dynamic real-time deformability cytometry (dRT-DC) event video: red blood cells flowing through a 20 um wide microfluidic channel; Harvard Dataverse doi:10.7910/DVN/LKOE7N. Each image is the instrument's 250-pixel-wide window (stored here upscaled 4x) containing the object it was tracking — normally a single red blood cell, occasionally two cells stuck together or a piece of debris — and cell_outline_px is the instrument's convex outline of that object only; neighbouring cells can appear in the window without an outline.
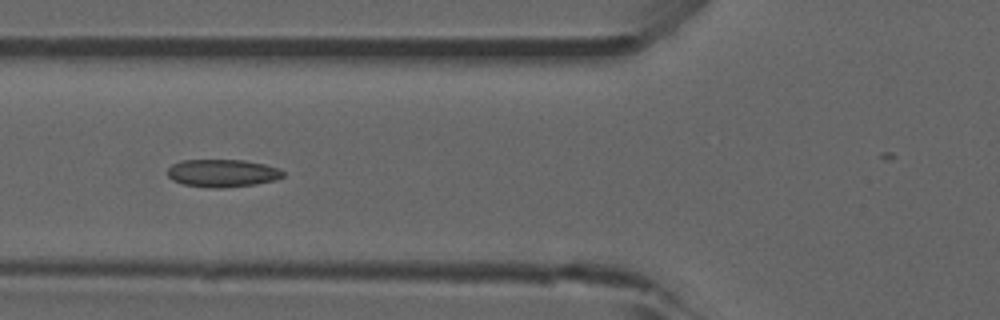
{"species": "common noctule bat (a hibernating species)", "species_latin": "Nyctalus noctula", "temperature_condition": "room temperature", "stored_images_in_passage": 45, "camera_frame_rate_fps": 3000, "um_per_image_px": 0.085, "animal": {"sex": "male", "forearm_length_mm": 52.5}, "frame": {"image": 1, "passage_image": 19, "time_ms": 6.0, "image_size_px": [1000, 320], "cell_outline_px": [[284, 176], [276, 180], [256, 184], [224, 188], [212, 188], [184, 184], [172, 180], [168, 176], [168, 168], [172, 164], [180, 160], [244, 160], [264, 164], [280, 168], [284, 172]], "centroid_in_image_um": [18.92, 14.71], "position_along_channel_um": 106.9, "area_um2": 18.79}, "authors_computed_cell_mechanics": {"area_um2": 18.5538, "velocity_mm_per_s": 3.8598, "shape_relaxation_time_tau1_ms": null, "shape_relaxation_time_tau2_ms": 1.193, "deformation_change_tau1": null, "deformation_change_tau2": 0.0526}}